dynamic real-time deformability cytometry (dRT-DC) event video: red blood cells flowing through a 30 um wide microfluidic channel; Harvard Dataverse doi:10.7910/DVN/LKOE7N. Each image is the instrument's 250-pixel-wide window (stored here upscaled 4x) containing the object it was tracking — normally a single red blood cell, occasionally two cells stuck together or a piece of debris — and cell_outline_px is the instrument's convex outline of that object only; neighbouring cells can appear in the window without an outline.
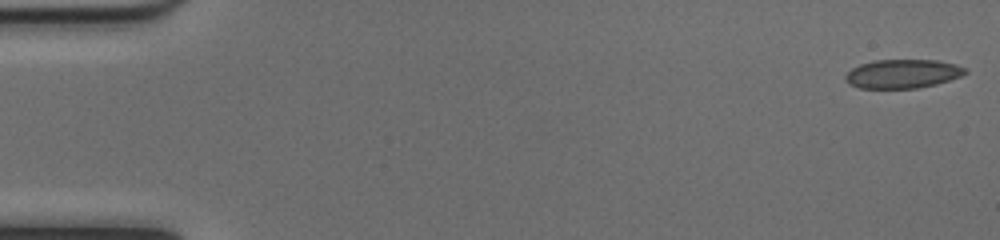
{"species": "common noctule bat (a hibernating species)", "species_latin": "Nyctalus noctula", "temperature_condition": "cold", "stored_images_in_passage": 51, "camera_frame_rate_fps": 3000, "um_per_image_px": 0.085, "animal": {"sex": "female", "body_mass_g": 17.0, "forearm_length_mm": 48.0}, "frame": {"image": 1, "passage_image": 1, "time_ms": 0.0, "image_size_px": [1000, 240], "cell_outline_px": [[968, 72], [960, 76], [936, 84], [916, 88], [860, 88], [848, 84], [844, 80], [844, 76], [852, 68], [860, 64], [876, 60], [936, 60], [956, 64], [968, 68]], "centroid_in_image_um": [76.72, 6.27], "position_along_channel_um": 8.3, "area_um2": 20.17}}
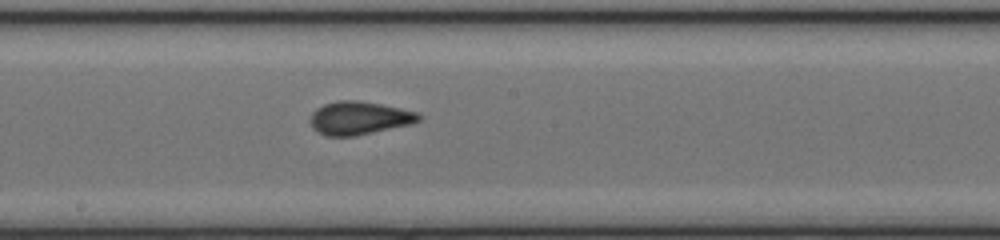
{"frame": {"image": 2, "passage_image": 28, "time_ms": 9.0, "image_size_px": [1000, 240], "cell_outline_px": [[420, 120], [412, 124], [356, 136], [324, 136], [312, 128], [312, 112], [316, 108], [324, 104], [340, 100], [356, 100], [380, 104], [400, 108], [416, 112], [420, 116]], "centroid_in_image_um": [30.52, 10.04], "position_along_channel_um": 217.7, "area_um2": 20.87}}
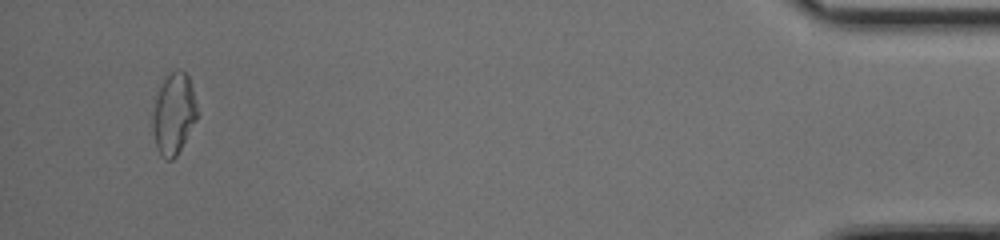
{"frame": {"image": 3, "passage_image": 49, "time_ms": 16.0, "image_size_px": [1000, 240], "cell_outline_px": [[196, 120], [176, 156], [172, 160], [168, 160], [156, 148], [148, 124], [156, 96], [164, 80], [172, 72], [184, 72], [188, 76], [192, 88], [196, 104]], "centroid_in_image_um": [14.69, 9.73], "position_along_channel_um": 420.5, "area_um2": 20.98}, "authors_computed_cell_mechanics": {"area_um2": 20.1722, "velocity_mm_per_s": 4.0356, "shape_relaxation_time_tau1_ms": 4.5537, "shape_relaxation_time_tau2_ms": 0.9925, "deformation_change_tau1": 0.126, "deformation_change_tau2": 0.0557}}